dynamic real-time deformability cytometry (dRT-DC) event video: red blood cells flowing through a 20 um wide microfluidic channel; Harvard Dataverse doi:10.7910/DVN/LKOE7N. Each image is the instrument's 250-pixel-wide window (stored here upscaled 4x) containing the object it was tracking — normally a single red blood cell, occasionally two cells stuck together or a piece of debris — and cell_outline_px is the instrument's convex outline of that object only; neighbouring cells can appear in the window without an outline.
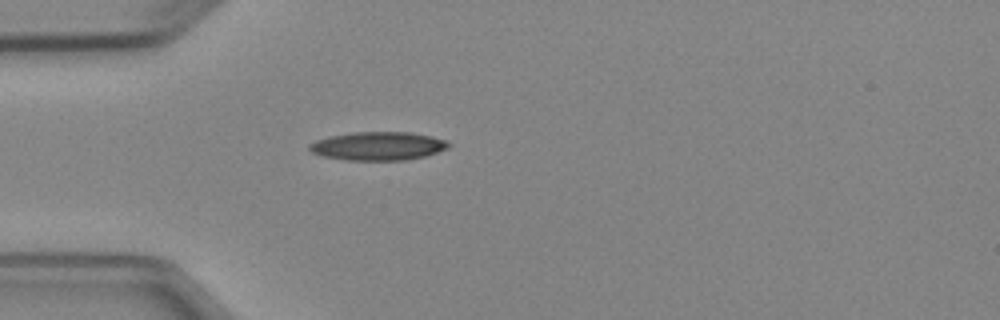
{"species": "Egyptian fruit bat (a non-hibernating species)", "species_latin": "Rousettus aegyptiacus", "temperature_condition": "cold", "stored_images_in_passage": 5, "camera_frame_rate_fps": 3000, "um_per_image_px": 0.085, "animal": {"sex": "female"}, "frame": {"image": 1, "passage_image": 5, "time_ms": 5.333, "image_size_px": [1000, 320], "cell_outline_px": [[452, 144], [448, 148], [424, 156], [404, 160], [344, 160], [324, 156], [312, 152], [308, 148], [308, 144], [316, 140], [328, 136], [352, 132], [408, 132], [432, 136], [444, 140]], "centroid_in_image_um": [32.11, 12.41], "position_along_channel_um": 52.9, "area_um2": 23.06}}